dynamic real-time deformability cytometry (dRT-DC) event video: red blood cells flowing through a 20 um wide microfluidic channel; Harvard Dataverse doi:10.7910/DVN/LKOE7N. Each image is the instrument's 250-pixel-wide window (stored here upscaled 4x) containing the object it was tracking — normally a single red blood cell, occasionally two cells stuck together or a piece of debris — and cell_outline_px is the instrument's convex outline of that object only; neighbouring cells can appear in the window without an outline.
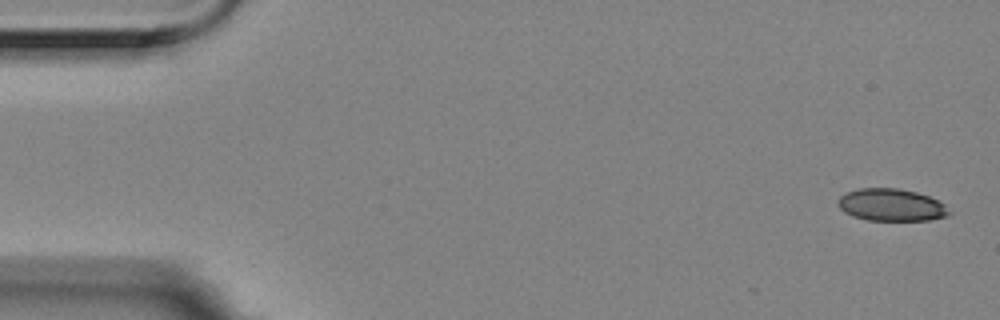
{"species": "Egyptian fruit bat (a non-hibernating species)", "species_latin": "Rousettus aegyptiacus", "temperature_condition": "room temperature", "stored_images_in_passage": 4, "camera_frame_rate_fps": 3000, "um_per_image_px": 0.085, "animal": {"sex": "female"}, "frame": {"image": 1, "passage_image": 1, "time_ms": 0.0, "image_size_px": [1000, 320], "cell_outline_px": [[952, 212], [948, 216], [928, 220], [868, 220], [852, 216], [844, 212], [836, 204], [836, 200], [840, 196], [848, 192], [860, 188], [896, 188], [916, 192], [928, 196], [944, 204]], "centroid_in_image_um": [75.74, 17.42], "position_along_channel_um": 9.3, "area_um2": 20.92}}